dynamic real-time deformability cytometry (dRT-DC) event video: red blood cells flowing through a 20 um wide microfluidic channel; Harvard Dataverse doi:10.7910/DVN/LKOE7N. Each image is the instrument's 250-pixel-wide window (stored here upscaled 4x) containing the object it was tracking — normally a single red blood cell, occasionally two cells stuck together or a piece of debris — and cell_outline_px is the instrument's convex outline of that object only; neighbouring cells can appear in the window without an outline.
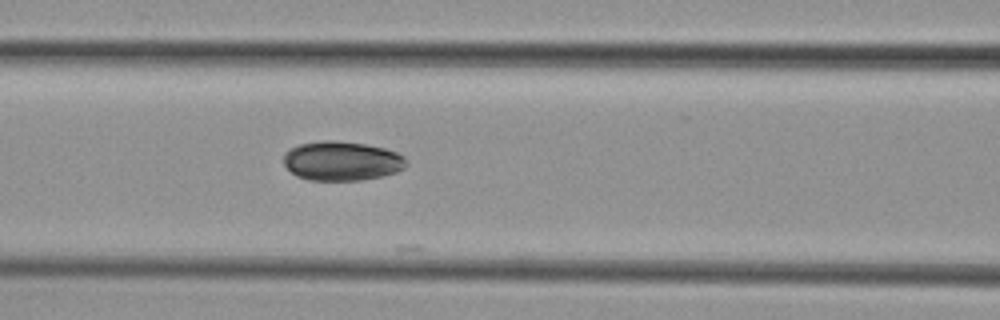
{"species": "common noctule bat (a hibernating species)", "species_latin": "Nyctalus noctula", "temperature_condition": "cold", "stored_images_in_passage": 6, "camera_frame_rate_fps": 3000, "um_per_image_px": 0.085, "animal": {"sex": "female", "body_mass_g": 29.2, "forearm_length_mm": 56.3}, "frame": {"image": 1, "passage_image": 6, "time_ms": 5.667, "image_size_px": [1000, 320], "cell_outline_px": [[408, 164], [404, 168], [396, 172], [380, 176], [360, 180], [308, 180], [296, 176], [284, 164], [284, 152], [288, 148], [300, 144], [324, 140], [336, 140], [364, 144], [384, 148], [396, 152], [404, 156], [408, 160]], "centroid_in_image_um": [29.05, 13.67], "position_along_channel_um": 137.6, "area_um2": 28.21}}